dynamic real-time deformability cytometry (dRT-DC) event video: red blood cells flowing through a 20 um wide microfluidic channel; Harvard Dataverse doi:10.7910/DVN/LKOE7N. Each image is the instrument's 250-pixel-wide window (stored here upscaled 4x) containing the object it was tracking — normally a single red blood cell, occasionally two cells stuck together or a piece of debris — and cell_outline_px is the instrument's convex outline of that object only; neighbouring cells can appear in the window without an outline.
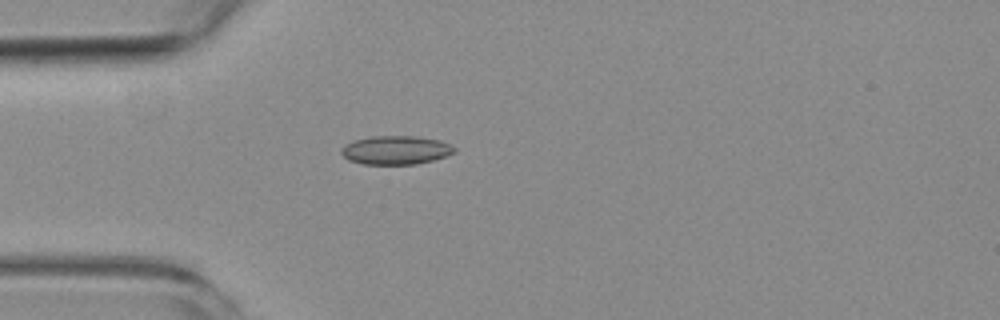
{"species": "common noctule bat (a hibernating species)", "species_latin": "Nyctalus noctula", "temperature_condition": "room temperature", "stored_images_in_passage": 2, "camera_frame_rate_fps": 3000, "um_per_image_px": 0.085, "animal": {"sex": "female", "body_mass_g": 19.3, "forearm_length_mm": 54.1}, "frame": {"image": 1, "passage_image": 1, "time_ms": 0.0, "image_size_px": [1000, 320], "cell_outline_px": [[456, 152], [432, 160], [416, 164], [364, 164], [348, 160], [340, 152], [340, 148], [344, 144], [352, 140], [372, 136], [416, 136], [440, 140], [452, 144], [456, 148]], "centroid_in_image_um": [33.63, 12.75], "position_along_channel_um": 51.4, "area_um2": 19.07}}